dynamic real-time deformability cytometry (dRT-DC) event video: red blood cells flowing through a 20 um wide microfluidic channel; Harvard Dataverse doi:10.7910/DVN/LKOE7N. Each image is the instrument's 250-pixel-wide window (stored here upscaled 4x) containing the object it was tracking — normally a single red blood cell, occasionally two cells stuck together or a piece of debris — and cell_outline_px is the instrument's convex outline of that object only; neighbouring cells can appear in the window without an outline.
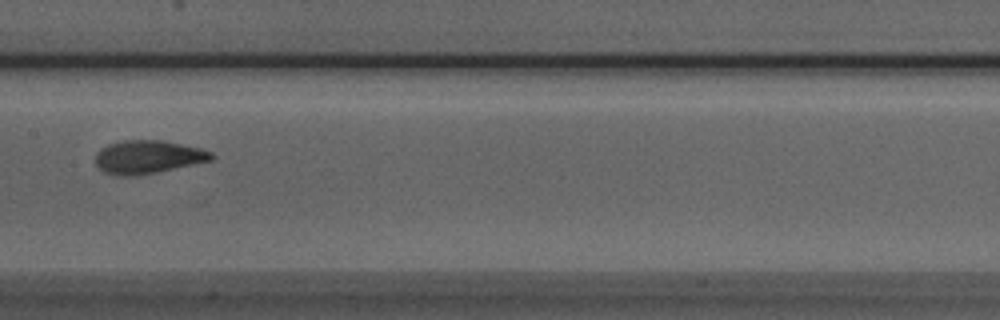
{"species": "Egyptian fruit bat (a non-hibernating species)", "species_latin": "Rousettus aegyptiacus", "temperature_condition": "room temperature", "stored_images_in_passage": 7, "camera_frame_rate_fps": 3000, "um_per_image_px": 0.085, "animal": {"sex": "male"}, "frame": {"image": 1, "passage_image": 7, "time_ms": 2.0, "image_size_px": [1000, 320], "cell_outline_px": [[216, 156], [212, 160], [156, 172], [136, 176], [124, 176], [104, 172], [96, 164], [96, 152], [100, 148], [108, 144], [124, 140], [164, 140], [200, 148], [212, 152]], "centroid_in_image_um": [12.58, 13.33], "position_along_channel_um": 194.8, "area_um2": 22.43}}